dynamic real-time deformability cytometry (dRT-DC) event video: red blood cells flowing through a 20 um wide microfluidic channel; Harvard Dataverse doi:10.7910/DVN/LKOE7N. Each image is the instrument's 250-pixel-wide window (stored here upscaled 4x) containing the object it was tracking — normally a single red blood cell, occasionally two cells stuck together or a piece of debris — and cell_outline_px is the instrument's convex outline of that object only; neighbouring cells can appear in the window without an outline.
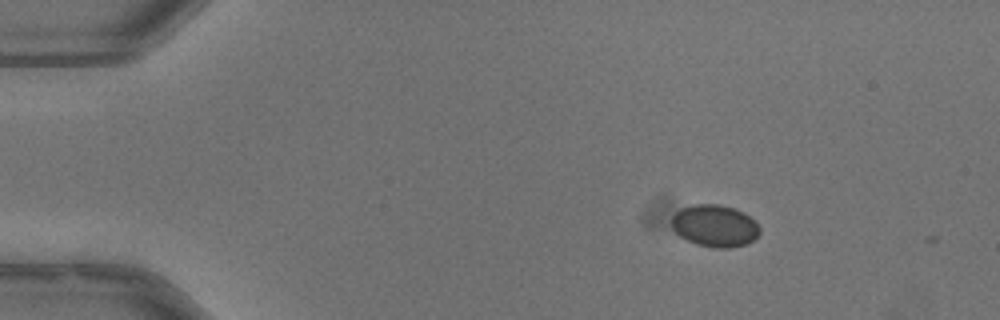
{"species": "common noctule bat (a hibernating species)", "species_latin": "Nyctalus noctula", "temperature_condition": "warm", "stored_images_in_passage": 2, "camera_frame_rate_fps": 3000, "um_per_image_px": 0.085, "animal": {"sex": "male", "body_mass_g": 13.3}, "frame": {"image": 1, "passage_image": 1, "time_ms": 0.0, "image_size_px": [1000, 320], "cell_outline_px": [[760, 232], [752, 240], [744, 244], [732, 248], [712, 248], [696, 244], [680, 236], [672, 228], [672, 216], [680, 208], [692, 204], [720, 204], [744, 212], [760, 228]], "centroid_in_image_um": [60.72, 19.19], "position_along_channel_um": 24.3, "area_um2": 21.5}}